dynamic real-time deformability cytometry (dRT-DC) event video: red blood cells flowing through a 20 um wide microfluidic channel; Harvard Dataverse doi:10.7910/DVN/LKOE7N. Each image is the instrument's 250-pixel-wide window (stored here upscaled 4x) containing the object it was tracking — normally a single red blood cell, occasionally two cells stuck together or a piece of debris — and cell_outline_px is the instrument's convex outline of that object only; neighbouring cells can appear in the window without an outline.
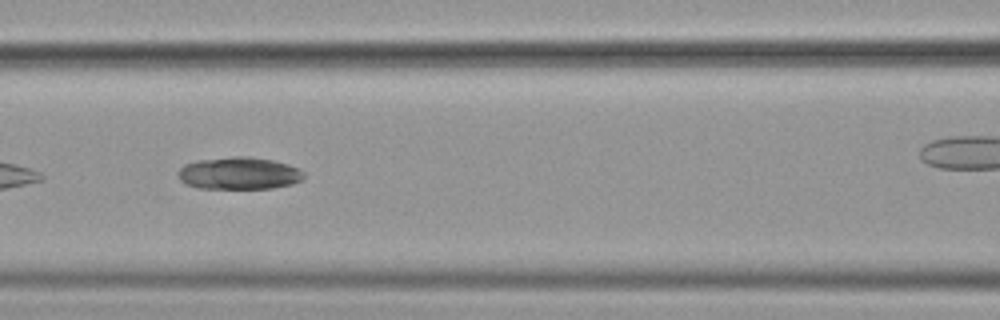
{"species": "common noctule bat (a hibernating species)", "species_latin": "Nyctalus noctula", "temperature_condition": "cold", "stored_images_in_passage": 17, "camera_frame_rate_fps": 3000, "um_per_image_px": 0.085, "animal": {"sex": "female", "body_mass_g": 19.9}, "frame": {"image": 1, "passage_image": 10, "time_ms": 3.0, "image_size_px": [1000, 320], "cell_outline_px": [[304, 180], [292, 184], [272, 188], [196, 188], [184, 184], [180, 180], [176, 172], [184, 164], [196, 160], [232, 156], [248, 156], [272, 160], [288, 164], [304, 172]], "centroid_in_image_um": [20.28, 14.73], "position_along_channel_um": 146.3, "area_um2": 23.93}}